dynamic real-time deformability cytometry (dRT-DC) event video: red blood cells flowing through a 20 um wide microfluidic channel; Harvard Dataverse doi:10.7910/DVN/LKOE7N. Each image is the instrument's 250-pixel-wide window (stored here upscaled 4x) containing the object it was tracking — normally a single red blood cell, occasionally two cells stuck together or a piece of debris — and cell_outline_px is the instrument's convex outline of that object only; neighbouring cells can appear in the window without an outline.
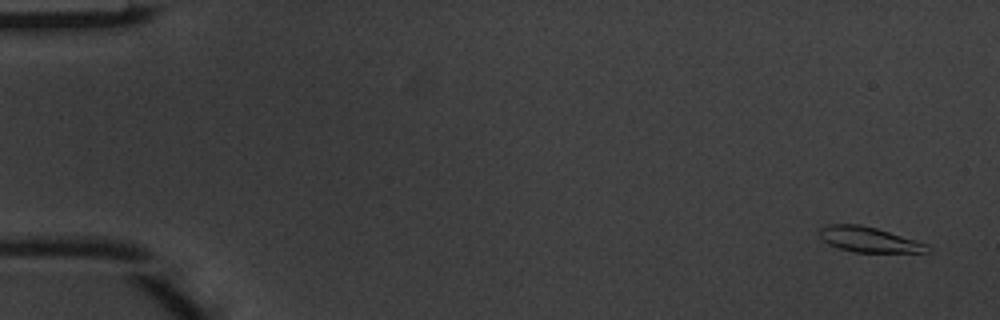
{"species": "common noctule bat (a hibernating species)", "species_latin": "Nyctalus noctula", "temperature_condition": "warm", "stored_images_in_passage": 6, "camera_frame_rate_fps": 3000, "um_per_image_px": 0.085, "animal": {"sex": "male", "body_mass_g": 20.1, "forearm_length_mm": 53.5}, "frame": {"image": 1, "passage_image": 1, "time_ms": 0.0, "image_size_px": [1000, 320], "cell_outline_px": [[932, 252], [856, 252], [840, 248], [828, 244], [820, 236], [820, 228], [828, 224], [860, 224], [876, 228], [928, 244], [932, 248]], "centroid_in_image_um": [73.89, 20.36], "position_along_channel_um": 11.1, "area_um2": 15.72}}
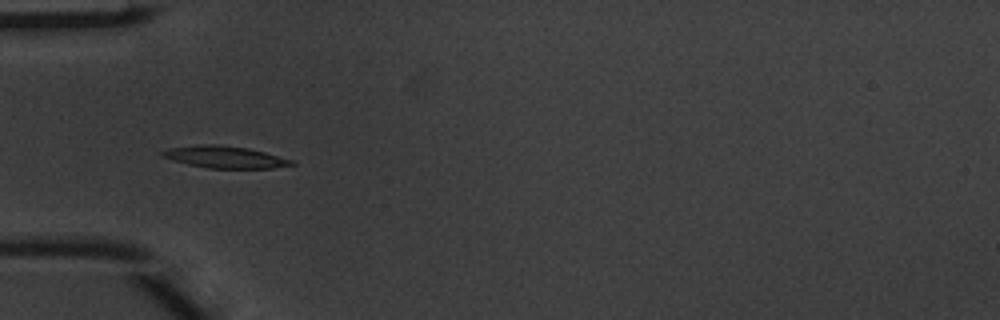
{"frame": {"image": 2, "passage_image": 5, "time_ms": 1.333, "image_size_px": [1000, 320], "cell_outline_px": [[296, 164], [272, 168], [208, 168], [188, 164], [172, 160], [160, 156], [160, 152], [172, 148], [196, 144], [216, 144], [248, 148], [264, 152], [292, 160]], "centroid_in_image_um": [19.08, 13.34], "position_along_channel_um": 65.9, "area_um2": 16.42}}